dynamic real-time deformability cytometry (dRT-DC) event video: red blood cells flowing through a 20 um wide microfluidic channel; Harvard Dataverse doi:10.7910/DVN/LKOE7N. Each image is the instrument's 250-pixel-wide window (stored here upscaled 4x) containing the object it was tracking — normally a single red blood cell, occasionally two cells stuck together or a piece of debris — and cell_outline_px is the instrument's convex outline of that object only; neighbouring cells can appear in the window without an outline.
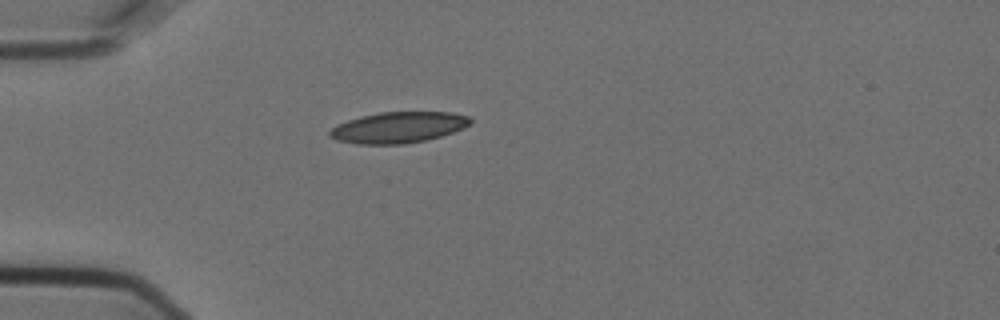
{"species": "Egyptian fruit bat (a non-hibernating species)", "species_latin": "Rousettus aegyptiacus", "temperature_condition": "cold", "stored_images_in_passage": 5, "camera_frame_rate_fps": 3000, "um_per_image_px": 0.085, "animal": {"sex": "female"}, "frame": {"image": 1, "passage_image": 4, "time_ms": 1.0, "image_size_px": [1000, 320], "cell_outline_px": [[472, 124], [464, 128], [440, 136], [424, 140], [404, 144], [356, 144], [336, 140], [328, 136], [328, 132], [336, 124], [360, 116], [380, 112], [452, 112], [468, 116], [472, 120]], "centroid_in_image_um": [33.84, 10.83], "position_along_channel_um": 51.2, "area_um2": 25.55}}